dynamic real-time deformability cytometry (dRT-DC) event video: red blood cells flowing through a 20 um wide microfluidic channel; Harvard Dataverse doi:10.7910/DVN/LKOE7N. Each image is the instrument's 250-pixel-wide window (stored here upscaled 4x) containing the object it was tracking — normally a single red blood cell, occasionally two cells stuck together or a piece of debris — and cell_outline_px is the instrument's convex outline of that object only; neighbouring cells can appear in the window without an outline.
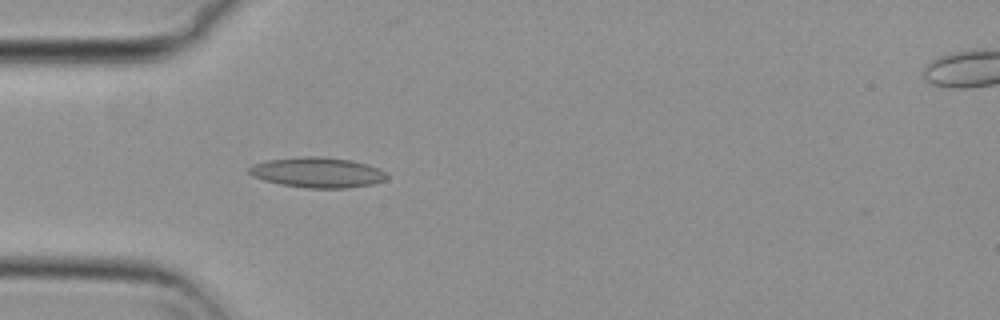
{"species": "common noctule bat (a hibernating species)", "species_latin": "Nyctalus noctula", "temperature_condition": "cold", "stored_images_in_passage": 55, "camera_frame_rate_fps": 3000, "um_per_image_px": 0.085, "animal": {"sex": "female", "body_mass_g": 29.2, "forearm_length_mm": 56.3}, "frame": {"image": 1, "passage_image": 16, "time_ms": 5.0, "image_size_px": [1000, 320], "cell_outline_px": [[388, 176], [384, 180], [372, 184], [348, 188], [304, 188], [280, 184], [264, 180], [252, 176], [248, 172], [248, 168], [252, 164], [268, 160], [300, 156], [320, 156], [352, 160], [368, 164], [380, 168], [388, 172]], "centroid_in_image_um": [27.0, 14.65], "position_along_channel_um": 58.0, "area_um2": 24.62}}
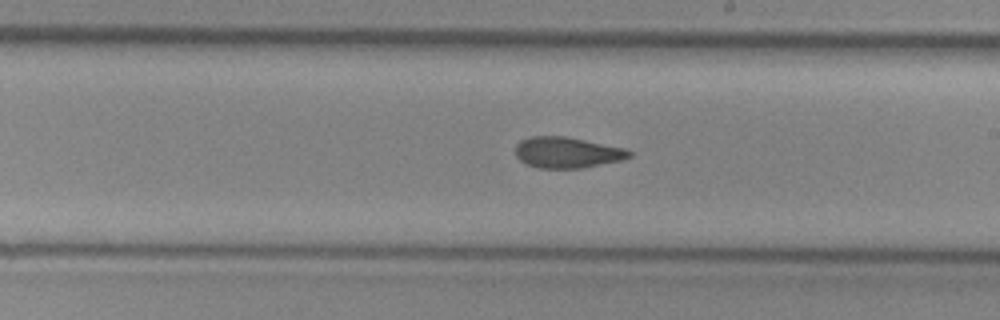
{"frame": {"image": 2, "passage_image": 31, "time_ms": 10.0, "image_size_px": [1000, 320], "cell_outline_px": [[632, 156], [624, 160], [580, 168], [540, 168], [524, 164], [516, 156], [516, 144], [520, 140], [532, 136], [564, 136], [628, 148], [632, 152]], "centroid_in_image_um": [48.23, 12.96], "position_along_channel_um": 240.8, "area_um2": 20.75}}
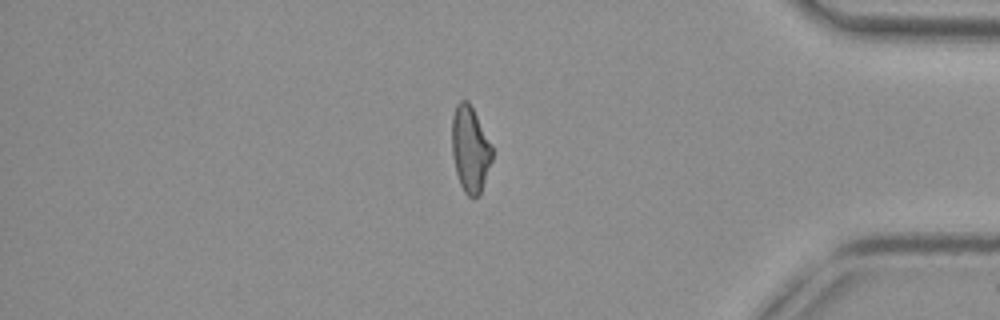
{"frame": {"image": 3, "passage_image": 46, "time_ms": 15.0, "image_size_px": [1000, 320], "cell_outline_px": [[492, 160], [480, 196], [468, 196], [464, 192], [460, 184], [456, 172], [452, 156], [452, 116], [456, 104], [460, 100], [468, 100], [492, 144]], "centroid_in_image_um": [39.96, 12.68], "position_along_channel_um": 395.2, "area_um2": 20.29}, "authors_computed_cell_mechanics": {"area_um2": 21.0392, "velocity_mm_per_s": 3.7325, "shape_relaxation_time_tau1_ms": null, "shape_relaxation_time_tau2_ms": 4.4383, "deformation_change_tau1": null, "deformation_change_tau2": 0.1166}}